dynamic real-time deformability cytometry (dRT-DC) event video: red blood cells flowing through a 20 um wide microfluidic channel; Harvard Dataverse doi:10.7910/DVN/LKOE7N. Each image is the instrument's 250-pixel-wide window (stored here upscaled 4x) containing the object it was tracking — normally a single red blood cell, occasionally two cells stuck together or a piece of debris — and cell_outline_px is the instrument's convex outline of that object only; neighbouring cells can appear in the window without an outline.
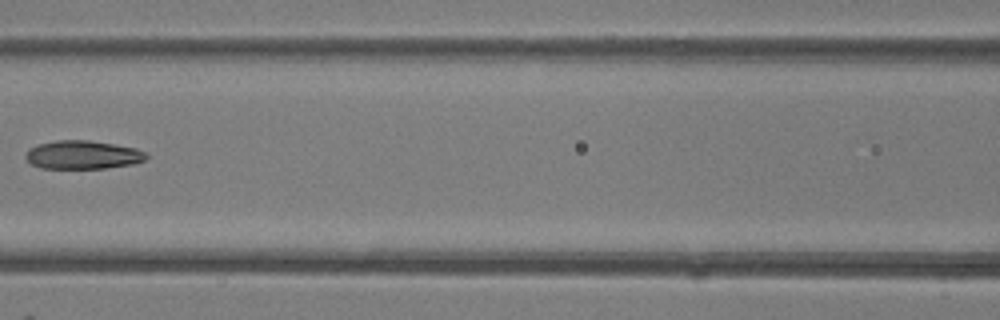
{"species": "common noctule bat (a hibernating species)", "species_latin": "Nyctalus noctula", "temperature_condition": "room temperature", "stored_images_in_passage": 5, "camera_frame_rate_fps": 3000, "um_per_image_px": 0.085, "animal": {"sex": "female"}, "frame": {"image": 1, "passage_image": 5, "time_ms": 5.333, "image_size_px": [1000, 320], "cell_outline_px": [[148, 156], [144, 160], [132, 164], [104, 168], [40, 168], [32, 164], [24, 156], [36, 144], [56, 140], [88, 140], [136, 148], [144, 152]], "centroid_in_image_um": [7.02, 13.16], "position_along_channel_um": 159.6, "area_um2": 19.77}}